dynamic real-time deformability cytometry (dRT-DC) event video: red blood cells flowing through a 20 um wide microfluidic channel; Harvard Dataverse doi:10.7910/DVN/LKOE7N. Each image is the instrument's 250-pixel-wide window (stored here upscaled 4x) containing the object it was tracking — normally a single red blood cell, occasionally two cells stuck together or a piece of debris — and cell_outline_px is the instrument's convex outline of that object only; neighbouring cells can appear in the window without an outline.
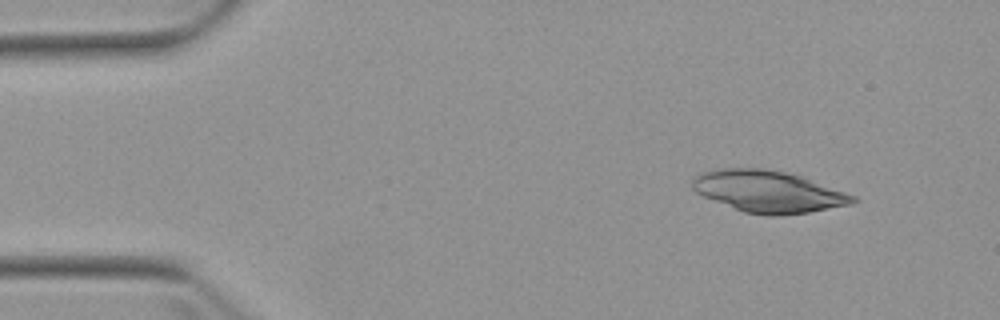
{"species": "Egyptian fruit bat (a non-hibernating species)", "species_latin": "Rousettus aegyptiacus", "temperature_condition": "warm", "stored_images_in_passage": 4, "camera_frame_rate_fps": 3000, "um_per_image_px": 0.085, "animal": {"sex": "female"}, "frame": {"image": 1, "passage_image": 2, "time_ms": 1.333, "image_size_px": [1000, 320], "cell_outline_px": [[860, 200], [852, 204], [808, 212], [780, 216], [768, 216], [744, 212], [704, 196], [696, 192], [692, 188], [692, 180], [700, 172], [720, 168], [764, 168], [784, 172], [800, 176], [856, 196]], "centroid_in_image_um": [65.3, 16.28], "position_along_channel_um": 19.7, "area_um2": 38.78}}